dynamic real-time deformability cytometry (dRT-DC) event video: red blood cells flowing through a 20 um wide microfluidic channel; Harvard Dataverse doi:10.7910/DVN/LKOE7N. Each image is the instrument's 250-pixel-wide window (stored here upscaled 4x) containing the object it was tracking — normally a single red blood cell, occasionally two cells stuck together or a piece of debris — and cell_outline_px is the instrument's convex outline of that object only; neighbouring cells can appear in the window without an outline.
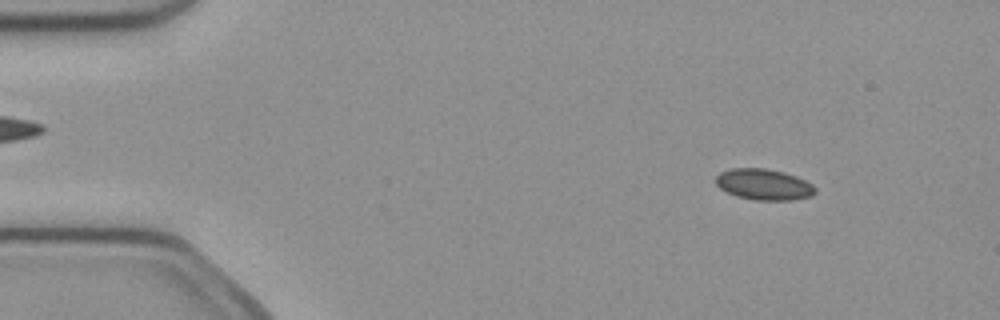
{"species": "common noctule bat (a hibernating species)", "species_latin": "Nyctalus noctula", "temperature_condition": "cold", "stored_images_in_passage": 3, "camera_frame_rate_fps": 3000, "um_per_image_px": 0.085, "animal": {"sex": "female", "body_mass_g": 21.9}, "frame": {"image": 1, "passage_image": 1, "time_ms": 0.0, "image_size_px": [1000, 320], "cell_outline_px": [[816, 192], [812, 196], [792, 200], [756, 200], [736, 196], [720, 188], [716, 184], [716, 176], [720, 172], [732, 168], [764, 168], [784, 172], [796, 176], [812, 184], [816, 188]], "centroid_in_image_um": [64.94, 15.68], "position_along_channel_um": 20.1, "area_um2": 17.98}}